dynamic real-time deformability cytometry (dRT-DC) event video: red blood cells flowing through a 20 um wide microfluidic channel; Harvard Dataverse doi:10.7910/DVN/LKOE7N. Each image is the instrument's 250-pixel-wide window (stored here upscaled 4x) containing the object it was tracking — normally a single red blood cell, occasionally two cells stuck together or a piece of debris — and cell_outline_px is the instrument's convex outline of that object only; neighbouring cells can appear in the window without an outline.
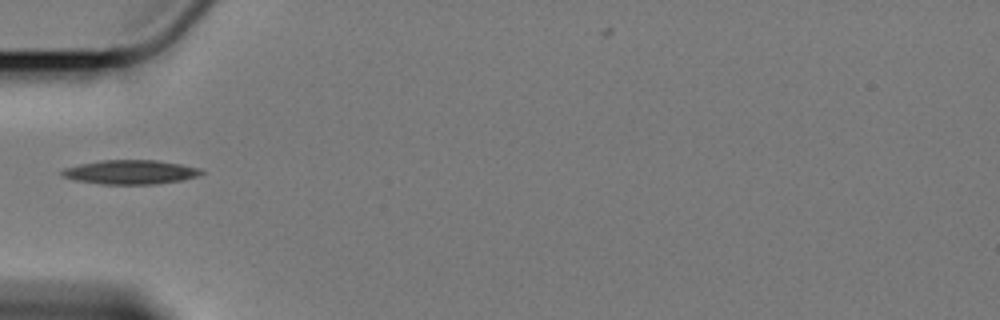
{"species": "Egyptian fruit bat (a non-hibernating species)", "species_latin": "Rousettus aegyptiacus", "temperature_condition": "cold", "stored_images_in_passage": 37, "camera_frame_rate_fps": 3000, "um_per_image_px": 0.085, "animal": {"sex": "female"}, "frame": {"image": 1, "passage_image": 1, "time_ms": 0.0, "image_size_px": [1000, 320], "cell_outline_px": [[204, 172], [196, 176], [180, 180], [152, 184], [104, 184], [76, 180], [64, 176], [60, 172], [64, 168], [80, 164], [100, 160], [156, 160], [180, 164], [200, 168]], "centroid_in_image_um": [11.08, 14.62], "position_along_channel_um": 73.9, "area_um2": 19.31}}
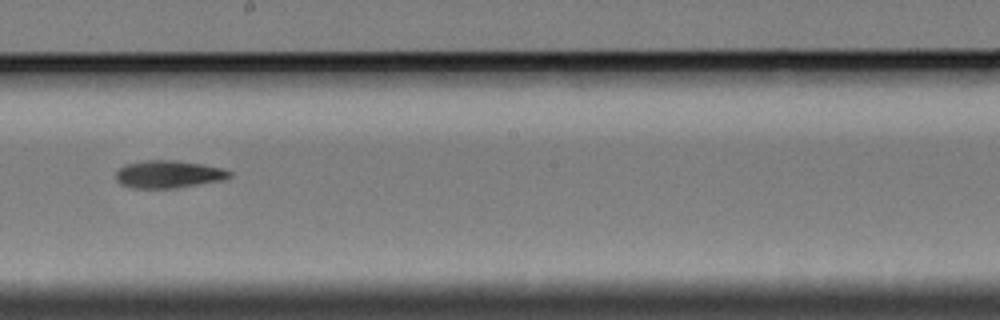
{"frame": {"image": 2, "passage_image": 15, "time_ms": 4.667, "image_size_px": [1000, 320], "cell_outline_px": [[232, 176], [224, 180], [176, 188], [136, 188], [120, 184], [116, 180], [116, 172], [124, 164], [144, 160], [176, 160], [204, 164], [220, 168], [232, 172]], "centroid_in_image_um": [14.33, 14.8], "position_along_channel_um": 233.9, "area_um2": 18.38}}
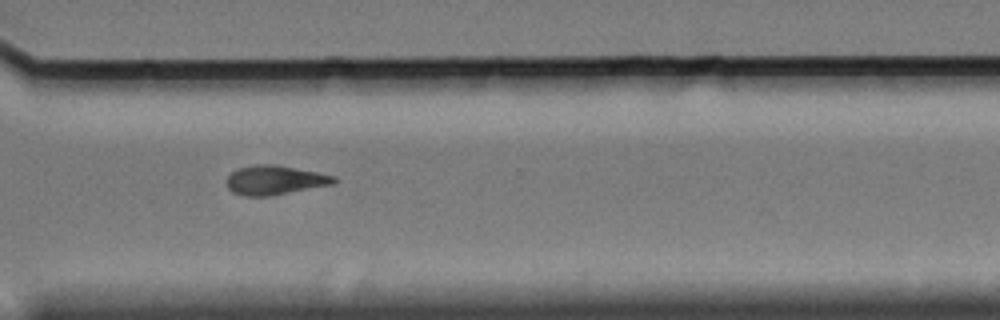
{"frame": {"image": 3, "passage_image": 25, "time_ms": 8.0, "image_size_px": [1000, 320], "cell_outline_px": [[336, 184], [268, 196], [248, 196], [232, 192], [228, 188], [228, 176], [232, 172], [240, 168], [252, 164], [276, 164], [336, 176]], "centroid_in_image_um": [23.39, 15.3], "position_along_channel_um": 347.2, "area_um2": 18.21}}